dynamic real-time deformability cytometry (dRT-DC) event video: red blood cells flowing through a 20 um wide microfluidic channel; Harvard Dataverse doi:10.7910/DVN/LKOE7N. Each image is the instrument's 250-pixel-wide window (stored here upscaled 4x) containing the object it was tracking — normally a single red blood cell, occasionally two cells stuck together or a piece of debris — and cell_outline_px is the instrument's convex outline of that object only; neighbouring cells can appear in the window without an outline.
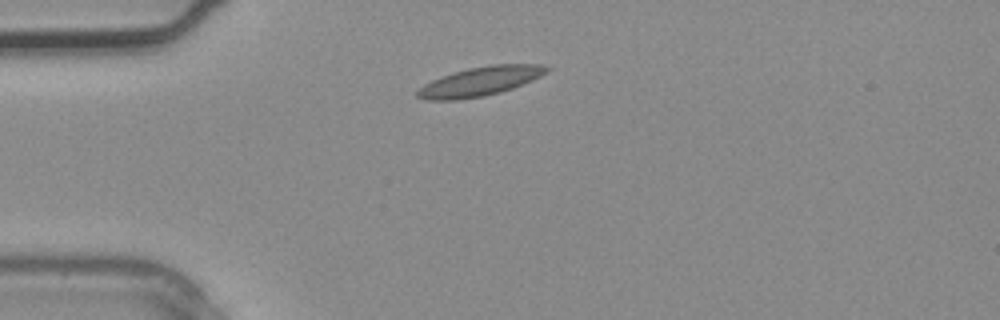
{"species": "common noctule bat (a hibernating species)", "species_latin": "Nyctalus noctula", "temperature_condition": "warm", "stored_images_in_passage": 1, "camera_frame_rate_fps": 3000, "um_per_image_px": 0.085, "animal": {"sex": "male", "body_mass_g": 20.4}, "frame": {"image": 1, "passage_image": 1, "time_ms": 0.0, "image_size_px": [1000, 320], "cell_outline_px": [[552, 68], [548, 72], [532, 80], [512, 88], [500, 92], [484, 96], [456, 100], [428, 100], [416, 96], [416, 92], [424, 84], [432, 80], [468, 68], [492, 64], [540, 64]], "centroid_in_image_um": [40.84, 6.91], "position_along_channel_um": 44.2, "area_um2": 21.73}}